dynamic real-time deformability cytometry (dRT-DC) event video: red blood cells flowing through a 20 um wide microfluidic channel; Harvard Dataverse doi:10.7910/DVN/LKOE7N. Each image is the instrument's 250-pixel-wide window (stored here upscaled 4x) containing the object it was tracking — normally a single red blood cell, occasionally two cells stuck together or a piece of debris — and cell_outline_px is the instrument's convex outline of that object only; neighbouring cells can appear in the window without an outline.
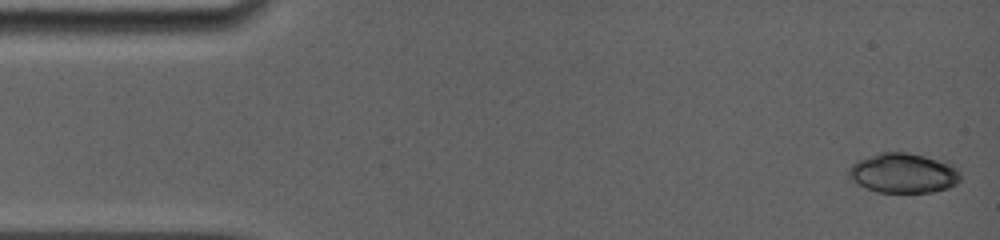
{"species": "common noctule bat (a hibernating species)", "species_latin": "Nyctalus noctula", "temperature_condition": "room temperature", "stored_images_in_passage": 11, "camera_frame_rate_fps": 5000, "um_per_image_px": 0.085, "animal": {"sex": "female", "body_mass_g": 19.0, "forearm_length_mm": 56.7}, "frame": {"image": 1, "passage_image": 1, "time_ms": 0.0, "image_size_px": [1000, 240], "cell_outline_px": [[960, 180], [956, 184], [948, 188], [932, 192], [876, 192], [852, 180], [848, 176], [848, 168], [852, 164], [860, 160], [880, 152], [908, 152], [952, 160], [960, 172]], "centroid_in_image_um": [76.88, 14.68], "position_along_channel_um": 8.1, "area_um2": 26.41}}
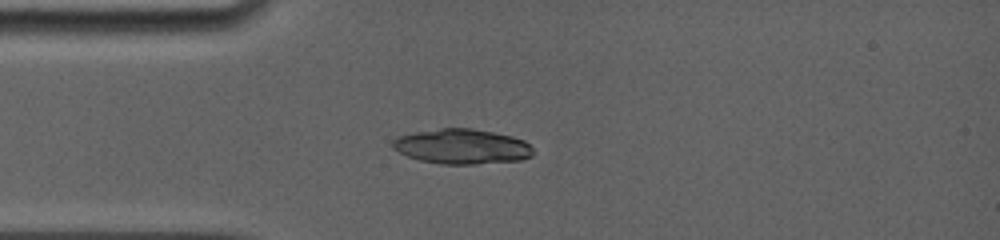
{"frame": {"image": 2, "passage_image": 10, "time_ms": 3.8, "image_size_px": [1000, 240], "cell_outline_px": [[536, 152], [532, 156], [520, 160], [476, 164], [440, 164], [420, 160], [408, 156], [392, 148], [392, 140], [396, 136], [416, 132], [440, 128], [472, 128], [512, 136], [524, 140]], "centroid_in_image_um": [39.27, 12.45], "position_along_channel_um": 45.7, "area_um2": 28.73}}